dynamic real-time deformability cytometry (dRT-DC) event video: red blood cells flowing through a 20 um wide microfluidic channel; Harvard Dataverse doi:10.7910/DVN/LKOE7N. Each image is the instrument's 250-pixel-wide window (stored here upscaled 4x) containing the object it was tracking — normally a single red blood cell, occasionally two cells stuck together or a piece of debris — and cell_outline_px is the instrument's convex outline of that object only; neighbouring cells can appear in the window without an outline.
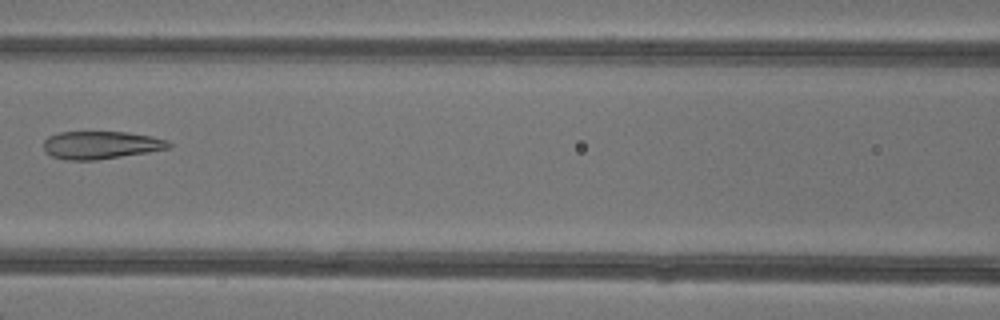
{"species": "common noctule bat (a hibernating species)", "species_latin": "Nyctalus noctula", "temperature_condition": "warm", "stored_images_in_passage": 8, "camera_frame_rate_fps": 3000, "um_per_image_px": 0.085, "animal": {"sex": "female"}, "frame": {"image": 1, "passage_image": 7, "time_ms": 7.667, "image_size_px": [1000, 320], "cell_outline_px": [[172, 148], [148, 152], [96, 160], [68, 160], [52, 156], [44, 152], [44, 140], [48, 136], [60, 132], [128, 132], [152, 136], [168, 140], [172, 144]], "centroid_in_image_um": [8.6, 12.32], "position_along_channel_um": 158.0, "area_um2": 20.4}}
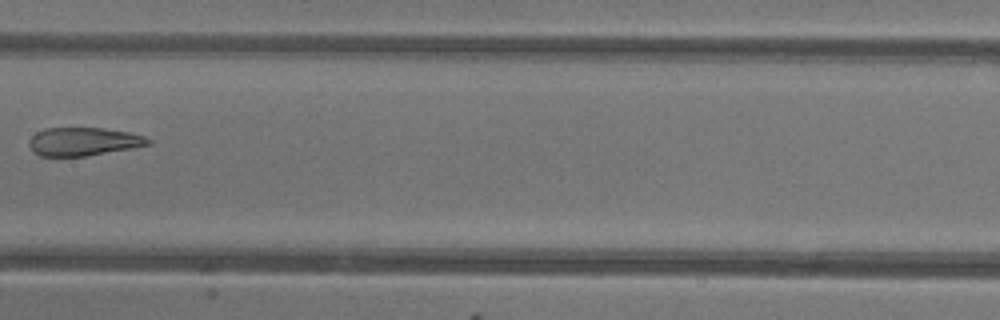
{"frame": {"image": 2, "passage_image": 8, "time_ms": 8.667, "image_size_px": [1000, 320], "cell_outline_px": [[152, 144], [132, 148], [84, 156], [40, 156], [32, 152], [28, 144], [28, 140], [36, 132], [48, 128], [104, 128], [128, 132], [144, 136], [152, 140]], "centroid_in_image_um": [7.08, 12.03], "position_along_channel_um": 200.3, "area_um2": 19.65}}